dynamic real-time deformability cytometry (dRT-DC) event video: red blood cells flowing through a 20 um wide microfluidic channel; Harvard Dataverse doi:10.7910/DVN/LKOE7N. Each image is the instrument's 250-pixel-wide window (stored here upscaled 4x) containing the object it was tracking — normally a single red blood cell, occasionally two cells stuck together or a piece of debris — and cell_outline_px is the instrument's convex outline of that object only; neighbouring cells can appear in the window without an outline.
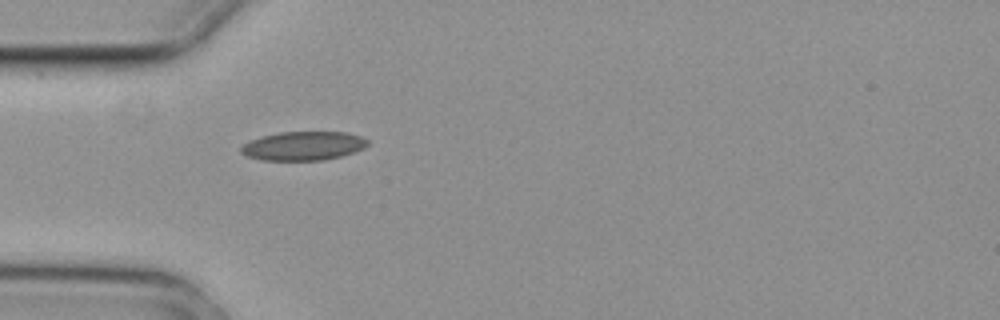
{"species": "common noctule bat (a hibernating species)", "species_latin": "Nyctalus noctula", "temperature_condition": "cold", "stored_images_in_passage": 4, "camera_frame_rate_fps": 3000, "um_per_image_px": 0.085, "animal": {"sex": "female", "body_mass_g": 29.2, "forearm_length_mm": 56.3}, "frame": {"image": 1, "passage_image": 4, "time_ms": 1.0, "image_size_px": [1000, 320], "cell_outline_px": [[368, 144], [364, 148], [340, 156], [324, 160], [260, 160], [248, 156], [240, 152], [240, 148], [248, 140], [260, 136], [280, 132], [348, 132], [360, 136], [368, 140]], "centroid_in_image_um": [25.75, 12.39], "position_along_channel_um": 59.2, "area_um2": 21.33}}